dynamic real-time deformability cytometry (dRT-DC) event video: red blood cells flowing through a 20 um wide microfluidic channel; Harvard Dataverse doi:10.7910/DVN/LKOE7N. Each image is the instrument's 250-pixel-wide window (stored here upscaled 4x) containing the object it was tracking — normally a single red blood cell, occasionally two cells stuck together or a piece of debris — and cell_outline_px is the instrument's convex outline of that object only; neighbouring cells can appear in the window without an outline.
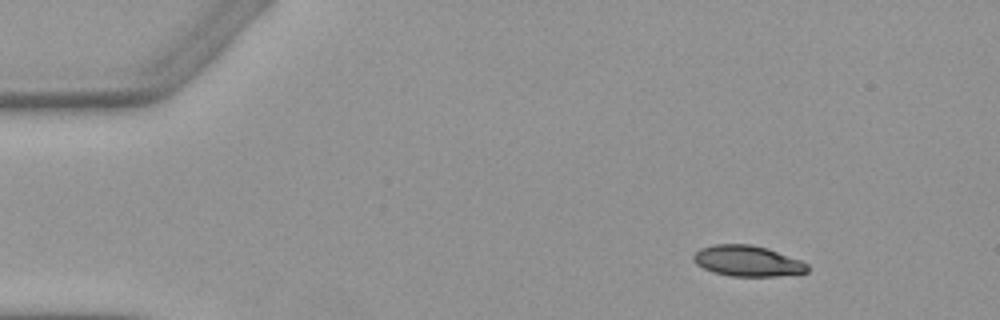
{"species": "Egyptian fruit bat (a non-hibernating species)", "species_latin": "Rousettus aegyptiacus", "temperature_condition": "warm", "stored_images_in_passage": 5, "camera_frame_rate_fps": 3000, "um_per_image_px": 0.085, "animal": {"sex": "female"}, "frame": {"image": 1, "passage_image": 1, "time_ms": 0.0, "image_size_px": [1000, 320], "cell_outline_px": [[808, 272], [776, 276], [732, 276], [712, 272], [696, 264], [692, 260], [692, 256], [700, 248], [712, 244], [752, 244], [768, 248], [800, 260], [808, 264]], "centroid_in_image_um": [63.51, 22.17], "position_along_channel_um": 21.5, "area_um2": 20.52}}